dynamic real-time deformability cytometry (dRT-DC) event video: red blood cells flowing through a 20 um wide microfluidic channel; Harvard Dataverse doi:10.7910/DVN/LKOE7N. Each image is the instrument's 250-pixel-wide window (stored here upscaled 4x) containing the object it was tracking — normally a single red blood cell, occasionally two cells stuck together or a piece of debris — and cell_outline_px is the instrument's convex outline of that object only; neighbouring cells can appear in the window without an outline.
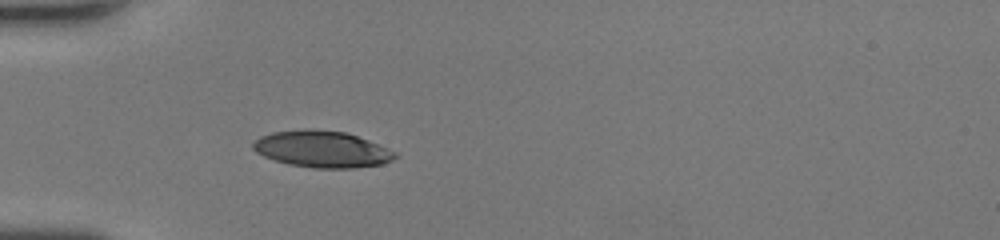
{"species": "human", "species_latin": "Homo sapiens", "temperature_condition": "room temperature", "stored_images_in_passage": 34, "camera_frame_rate_fps": 3000, "um_per_image_px": 0.085, "donor": {"sex": "female"}, "frame": {"image": 1, "passage_image": 1, "time_ms": 0.0, "image_size_px": [1000, 240], "cell_outline_px": [[400, 156], [392, 160], [380, 164], [352, 168], [312, 168], [288, 164], [264, 156], [256, 152], [252, 148], [252, 140], [260, 136], [272, 132], [304, 128], [308, 128], [344, 132], [368, 140], [396, 152]], "centroid_in_image_um": [27.33, 12.67], "position_along_channel_um": 57.7, "area_um2": 30.35}}
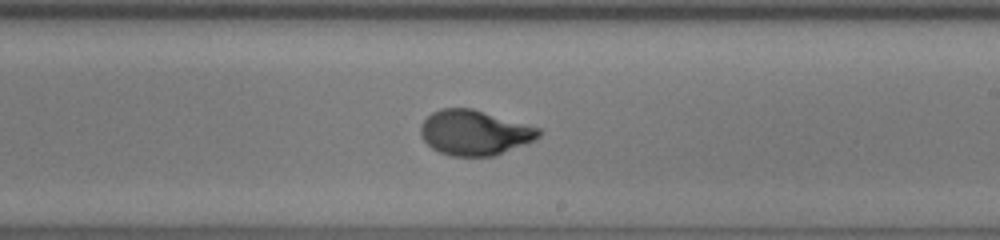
{"frame": {"image": 2, "passage_image": 15, "time_ms": 4.667, "image_size_px": [1000, 240], "cell_outline_px": [[544, 132], [536, 140], [492, 156], [452, 156], [440, 152], [432, 148], [420, 136], [420, 124], [432, 112], [440, 108], [472, 108], [540, 128]], "centroid_in_image_um": [40.33, 11.27], "position_along_channel_um": 248.7, "area_um2": 31.04}}
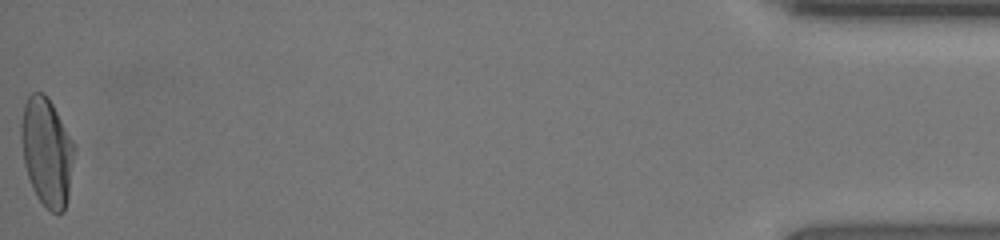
{"frame": {"image": 3, "passage_image": 34, "time_ms": 11.0, "image_size_px": [1000, 240], "cell_outline_px": [[76, 152], [68, 196], [64, 212], [52, 212], [36, 196], [32, 188], [24, 164], [20, 136], [20, 124], [24, 104], [28, 96], [32, 92], [44, 92], [48, 96], [72, 140], [76, 148]], "centroid_in_image_um": [3.98, 12.88], "position_along_channel_um": 431.2, "area_um2": 33.76}, "authors_computed_cell_mechanics": {"area_um2": 31.0675, "velocity_mm_per_s": 4.3378, "shape_relaxation_time_tau1_ms": 3.1823, "shape_relaxation_time_tau2_ms": null, "deformation_change_tau1": 0.2034, "deformation_change_tau2": null}}